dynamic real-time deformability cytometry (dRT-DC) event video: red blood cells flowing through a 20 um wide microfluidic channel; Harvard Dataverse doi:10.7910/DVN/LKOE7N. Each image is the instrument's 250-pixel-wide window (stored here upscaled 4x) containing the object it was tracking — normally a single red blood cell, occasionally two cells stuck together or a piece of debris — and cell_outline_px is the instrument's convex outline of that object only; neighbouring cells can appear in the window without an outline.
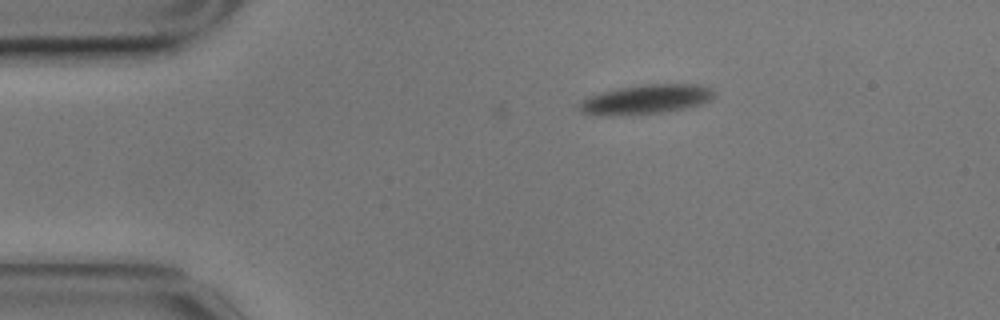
{"species": "common noctule bat (a hibernating species)", "species_latin": "Nyctalus noctula", "temperature_condition": "cold", "stored_images_in_passage": 31, "camera_frame_rate_fps": 3000, "um_per_image_px": 0.085, "animal": {"sex": "male", "body_mass_g": 17.9}, "frame": {"image": 1, "passage_image": 1, "time_ms": 0.0, "image_size_px": [1000, 320], "cell_outline_px": [[712, 100], [700, 104], [684, 108], [664, 112], [612, 116], [608, 116], [580, 112], [576, 108], [576, 104], [588, 96], [600, 92], [640, 84], [700, 84], [712, 88]], "centroid_in_image_um": [54.84, 8.44], "position_along_channel_um": 30.2, "area_um2": 23.29}}
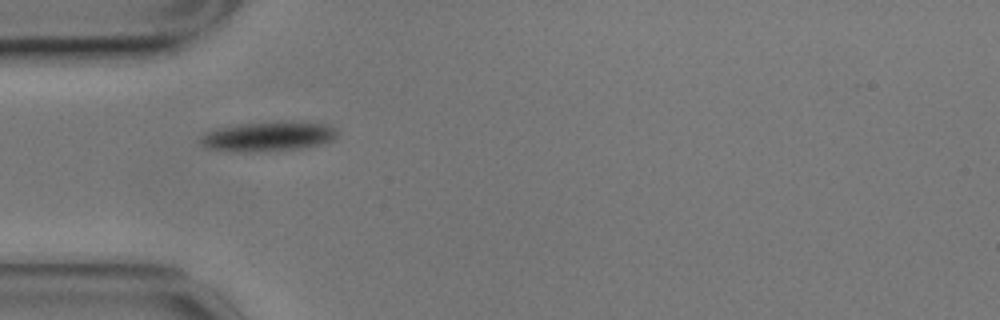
{"frame": {"image": 2, "passage_image": 8, "time_ms": 2.333, "image_size_px": [1000, 320], "cell_outline_px": [[340, 132], [332, 140], [320, 144], [300, 148], [276, 152], [232, 152], [208, 148], [200, 144], [200, 136], [204, 132], [216, 128], [240, 124], [300, 120], [332, 124]], "centroid_in_image_um": [22.84, 11.59], "position_along_channel_um": 62.2, "area_um2": 24.57}}
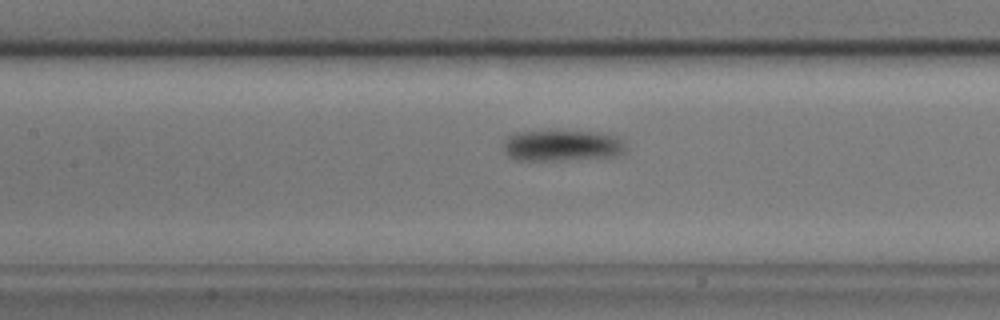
{"frame": {"image": 3, "passage_image": 17, "time_ms": 5.333, "image_size_px": [1000, 320], "cell_outline_px": [[628, 152], [616, 156], [564, 160], [516, 160], [508, 156], [504, 152], [504, 140], [508, 136], [516, 132], [596, 132], [620, 136]], "centroid_in_image_um": [47.81, 12.39], "position_along_channel_um": 159.6, "area_um2": 22.2}}